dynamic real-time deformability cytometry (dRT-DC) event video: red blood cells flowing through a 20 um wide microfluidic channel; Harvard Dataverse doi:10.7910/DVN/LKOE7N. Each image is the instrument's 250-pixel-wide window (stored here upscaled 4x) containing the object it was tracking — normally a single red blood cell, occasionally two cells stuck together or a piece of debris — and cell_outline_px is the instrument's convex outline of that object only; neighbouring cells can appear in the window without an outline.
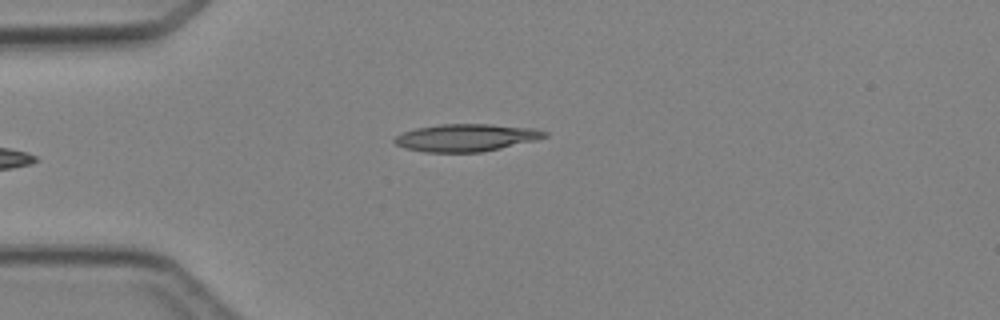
{"species": "Egyptian fruit bat (a non-hibernating species)", "species_latin": "Rousettus aegyptiacus", "temperature_condition": "cold", "stored_images_in_passage": 4, "camera_frame_rate_fps": 3000, "um_per_image_px": 0.085, "animal": {"sex": "female"}, "frame": {"image": 1, "passage_image": 4, "time_ms": 4.333, "image_size_px": [1000, 320], "cell_outline_px": [[548, 136], [536, 140], [500, 148], [480, 152], [424, 152], [404, 148], [396, 144], [392, 140], [396, 136], [404, 132], [416, 128], [440, 124], [492, 124], [532, 128], [548, 132]], "centroid_in_image_um": [39.61, 11.7], "position_along_channel_um": 45.4, "area_um2": 23.93}}